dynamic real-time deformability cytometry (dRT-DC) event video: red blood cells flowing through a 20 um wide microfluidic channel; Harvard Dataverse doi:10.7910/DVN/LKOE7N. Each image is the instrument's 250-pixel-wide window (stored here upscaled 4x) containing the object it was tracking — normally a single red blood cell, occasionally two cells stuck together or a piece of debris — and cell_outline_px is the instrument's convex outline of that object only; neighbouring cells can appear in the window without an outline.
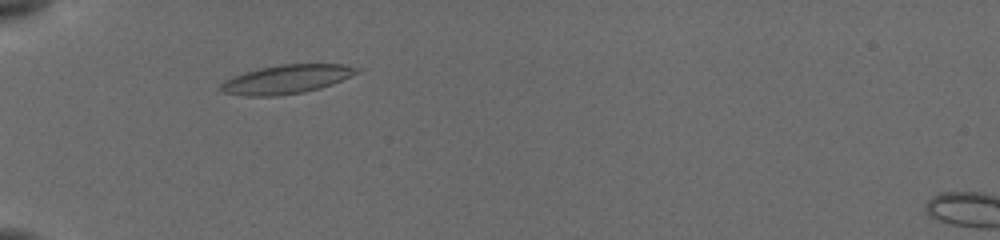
{"species": "common noctule bat (a hibernating species)", "species_latin": "Nyctalus noctula", "temperature_condition": "cold", "stored_images_in_passage": 8, "camera_frame_rate_fps": 3000, "um_per_image_px": 0.085, "animal": {"sex": "female", "body_mass_g": 19.5, "forearm_length_mm": 54.1}, "frame": {"image": 1, "passage_image": 5, "time_ms": 2.333, "image_size_px": [1000, 240], "cell_outline_px": [[360, 72], [332, 84], [320, 88], [304, 92], [276, 96], [244, 96], [224, 92], [216, 88], [224, 80], [232, 76], [260, 68], [280, 64], [344, 64], [360, 68]], "centroid_in_image_um": [24.33, 6.74], "position_along_channel_um": 60.7, "area_um2": 22.95}}
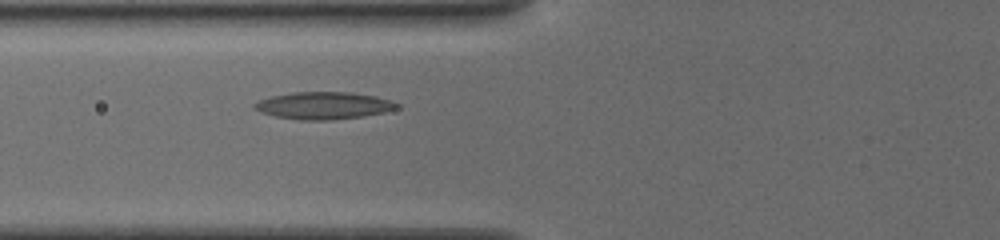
{"frame": {"image": 2, "passage_image": 8, "time_ms": 3.667, "image_size_px": [1000, 240], "cell_outline_px": [[400, 108], [384, 112], [364, 116], [332, 120], [300, 120], [276, 116], [260, 112], [252, 104], [256, 100], [272, 96], [292, 92], [352, 92], [376, 96], [392, 100], [400, 104]], "centroid_in_image_um": [27.54, 8.97], "position_along_channel_um": 98.3, "area_um2": 22.83}}